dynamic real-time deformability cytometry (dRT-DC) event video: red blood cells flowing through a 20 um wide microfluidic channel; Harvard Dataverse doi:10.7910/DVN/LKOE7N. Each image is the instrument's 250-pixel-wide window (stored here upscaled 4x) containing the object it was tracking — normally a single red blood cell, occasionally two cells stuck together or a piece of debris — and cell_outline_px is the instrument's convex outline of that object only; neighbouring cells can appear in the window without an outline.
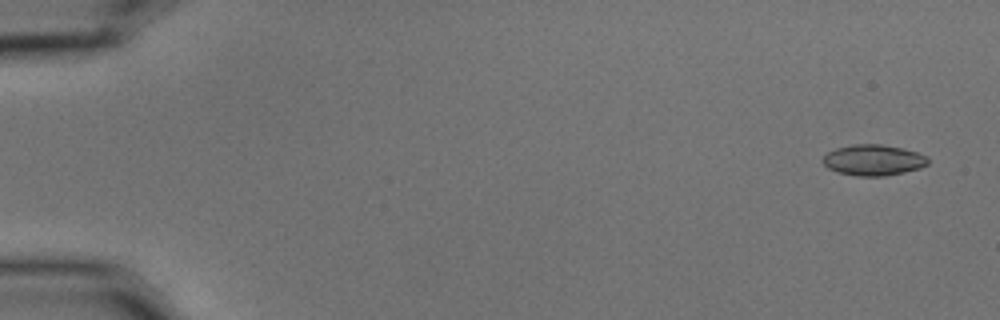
{"species": "common noctule bat (a hibernating species)", "species_latin": "Nyctalus noctula", "temperature_condition": "cold", "stored_images_in_passage": 6, "camera_frame_rate_fps": 3000, "um_per_image_px": 0.085, "animal": {"sex": "male", "body_mass_g": 15.6}, "frame": {"image": 1, "passage_image": 1, "time_ms": 0.0, "image_size_px": [1000, 320], "cell_outline_px": [[928, 164], [920, 168], [904, 172], [884, 176], [856, 176], [836, 172], [828, 168], [820, 160], [828, 152], [836, 148], [852, 144], [880, 144], [904, 148], [928, 156]], "centroid_in_image_um": [74.22, 13.6], "position_along_channel_um": 10.8, "area_um2": 19.07}}